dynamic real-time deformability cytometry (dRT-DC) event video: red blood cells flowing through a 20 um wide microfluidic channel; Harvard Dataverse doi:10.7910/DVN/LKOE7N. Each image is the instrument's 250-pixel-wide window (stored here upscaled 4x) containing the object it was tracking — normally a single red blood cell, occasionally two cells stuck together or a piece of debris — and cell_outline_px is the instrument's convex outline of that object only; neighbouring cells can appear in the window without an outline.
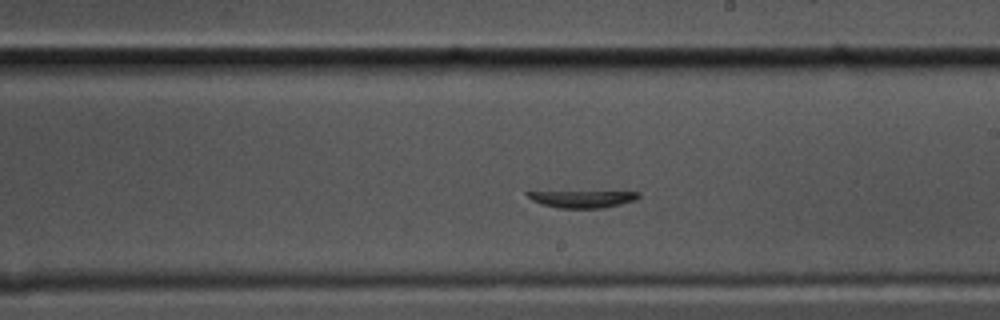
{"species": "common noctule bat (a hibernating species)", "species_latin": "Nyctalus noctula", "temperature_condition": "cold", "stored_images_in_passage": 24, "segment_of_instrument_passage": [2, 2], "camera_frame_rate_fps": 3000, "um_per_image_px": 0.085, "animal": {"sex": "male", "body_mass_g": 17.5, "forearm_length_mm": 52.3}, "frame": {"image": 1, "passage_image": 24, "time_ms": 7.667, "image_size_px": [1000, 320], "cell_outline_px": [[640, 196], [636, 200], [604, 208], [560, 208], [540, 204], [532, 200], [524, 192], [640, 192]], "centroid_in_image_um": [49.53, 16.92], "position_along_channel_um": 239.5, "area_um2": 10.87}}